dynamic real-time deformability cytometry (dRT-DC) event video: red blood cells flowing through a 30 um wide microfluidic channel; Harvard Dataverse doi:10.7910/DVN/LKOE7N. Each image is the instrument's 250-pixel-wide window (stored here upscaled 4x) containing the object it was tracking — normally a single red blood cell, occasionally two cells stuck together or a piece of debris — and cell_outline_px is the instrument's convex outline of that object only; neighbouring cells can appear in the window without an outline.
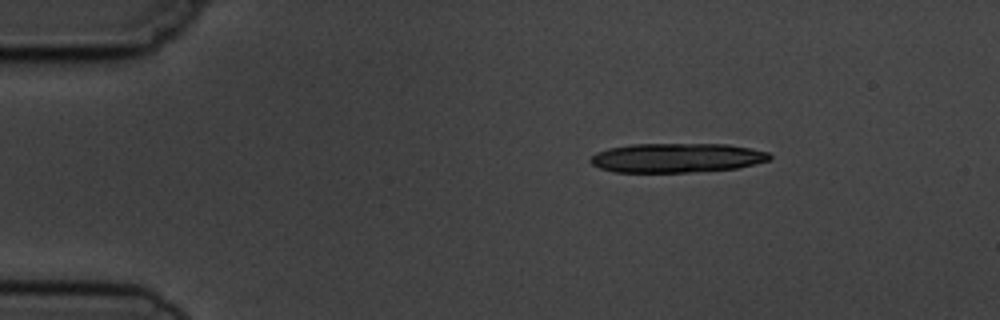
{"species": "common noctule bat (a hibernating species)", "species_latin": "Nyctalus noctula", "temperature_condition": "cold", "stored_images_in_passage": 4, "camera_frame_rate_fps": 3000, "um_per_image_px": 0.085, "animal": {"sex": "male", "body_mass_g": 19.5, "forearm_length_mm": 54.6}, "frame": {"image": 1, "passage_image": 1, "time_ms": 0.0, "image_size_px": [1000, 320], "cell_outline_px": [[772, 156], [768, 160], [736, 168], [692, 172], [616, 172], [600, 168], [592, 164], [588, 160], [596, 152], [608, 148], [632, 144], [728, 144], [768, 152]], "centroid_in_image_um": [57.48, 13.41], "position_along_channel_um": 27.5, "area_um2": 30.46}}
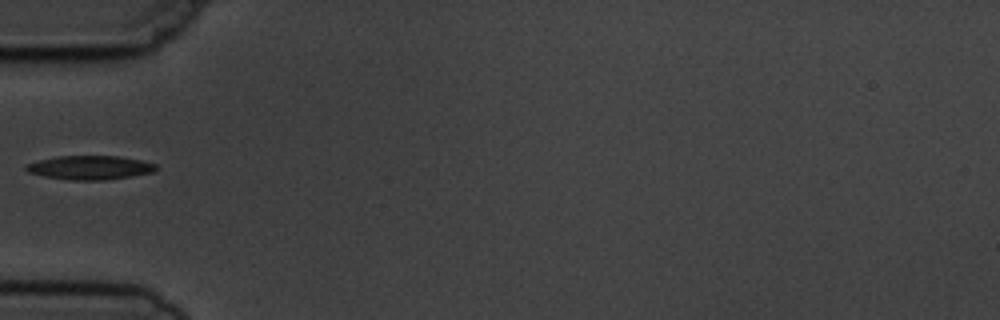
{"frame": {"image": 2, "passage_image": 4, "time_ms": 3.333, "image_size_px": [1000, 320], "cell_outline_px": [[156, 168], [152, 172], [132, 176], [108, 180], [68, 180], [44, 176], [28, 172], [24, 168], [24, 164], [56, 156], [120, 156], [140, 160], [156, 164]], "centroid_in_image_um": [7.61, 14.25], "position_along_channel_um": 77.4, "area_um2": 18.15}}